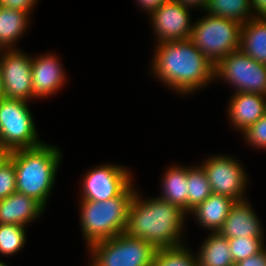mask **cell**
I'll return each instance as SVG.
<instances>
[{
	"label": "cell",
	"instance_id": "obj_16",
	"mask_svg": "<svg viewBox=\"0 0 266 266\" xmlns=\"http://www.w3.org/2000/svg\"><path fill=\"white\" fill-rule=\"evenodd\" d=\"M232 97L228 108L229 118L240 130L245 131L266 113L265 95L242 92Z\"/></svg>",
	"mask_w": 266,
	"mask_h": 266
},
{
	"label": "cell",
	"instance_id": "obj_27",
	"mask_svg": "<svg viewBox=\"0 0 266 266\" xmlns=\"http://www.w3.org/2000/svg\"><path fill=\"white\" fill-rule=\"evenodd\" d=\"M16 192V172L14 162L7 157L0 164V200Z\"/></svg>",
	"mask_w": 266,
	"mask_h": 266
},
{
	"label": "cell",
	"instance_id": "obj_33",
	"mask_svg": "<svg viewBox=\"0 0 266 266\" xmlns=\"http://www.w3.org/2000/svg\"><path fill=\"white\" fill-rule=\"evenodd\" d=\"M175 2L181 3L185 6H200L205 7L207 0H174Z\"/></svg>",
	"mask_w": 266,
	"mask_h": 266
},
{
	"label": "cell",
	"instance_id": "obj_1",
	"mask_svg": "<svg viewBox=\"0 0 266 266\" xmlns=\"http://www.w3.org/2000/svg\"><path fill=\"white\" fill-rule=\"evenodd\" d=\"M158 44L152 69L169 88L191 93L215 77V65L189 39Z\"/></svg>",
	"mask_w": 266,
	"mask_h": 266
},
{
	"label": "cell",
	"instance_id": "obj_31",
	"mask_svg": "<svg viewBox=\"0 0 266 266\" xmlns=\"http://www.w3.org/2000/svg\"><path fill=\"white\" fill-rule=\"evenodd\" d=\"M137 1L143 8L152 13L154 10H156L158 7H160L163 3H165L168 0H137Z\"/></svg>",
	"mask_w": 266,
	"mask_h": 266
},
{
	"label": "cell",
	"instance_id": "obj_22",
	"mask_svg": "<svg viewBox=\"0 0 266 266\" xmlns=\"http://www.w3.org/2000/svg\"><path fill=\"white\" fill-rule=\"evenodd\" d=\"M203 9L207 10L209 15L223 17L241 25L249 20L247 17L253 16L249 14L253 11L250 0H207Z\"/></svg>",
	"mask_w": 266,
	"mask_h": 266
},
{
	"label": "cell",
	"instance_id": "obj_5",
	"mask_svg": "<svg viewBox=\"0 0 266 266\" xmlns=\"http://www.w3.org/2000/svg\"><path fill=\"white\" fill-rule=\"evenodd\" d=\"M240 31V23L208 14L193 25L189 40L216 65L240 49Z\"/></svg>",
	"mask_w": 266,
	"mask_h": 266
},
{
	"label": "cell",
	"instance_id": "obj_25",
	"mask_svg": "<svg viewBox=\"0 0 266 266\" xmlns=\"http://www.w3.org/2000/svg\"><path fill=\"white\" fill-rule=\"evenodd\" d=\"M24 226L0 224V253L11 255L18 252L25 244Z\"/></svg>",
	"mask_w": 266,
	"mask_h": 266
},
{
	"label": "cell",
	"instance_id": "obj_18",
	"mask_svg": "<svg viewBox=\"0 0 266 266\" xmlns=\"http://www.w3.org/2000/svg\"><path fill=\"white\" fill-rule=\"evenodd\" d=\"M236 201L229 196L212 193L191 212L195 213L204 228L219 231Z\"/></svg>",
	"mask_w": 266,
	"mask_h": 266
},
{
	"label": "cell",
	"instance_id": "obj_34",
	"mask_svg": "<svg viewBox=\"0 0 266 266\" xmlns=\"http://www.w3.org/2000/svg\"><path fill=\"white\" fill-rule=\"evenodd\" d=\"M9 152L0 146V164L8 157Z\"/></svg>",
	"mask_w": 266,
	"mask_h": 266
},
{
	"label": "cell",
	"instance_id": "obj_20",
	"mask_svg": "<svg viewBox=\"0 0 266 266\" xmlns=\"http://www.w3.org/2000/svg\"><path fill=\"white\" fill-rule=\"evenodd\" d=\"M199 251L198 266H234L228 239L219 231H212Z\"/></svg>",
	"mask_w": 266,
	"mask_h": 266
},
{
	"label": "cell",
	"instance_id": "obj_30",
	"mask_svg": "<svg viewBox=\"0 0 266 266\" xmlns=\"http://www.w3.org/2000/svg\"><path fill=\"white\" fill-rule=\"evenodd\" d=\"M234 266H266L265 247L259 253L237 262Z\"/></svg>",
	"mask_w": 266,
	"mask_h": 266
},
{
	"label": "cell",
	"instance_id": "obj_26",
	"mask_svg": "<svg viewBox=\"0 0 266 266\" xmlns=\"http://www.w3.org/2000/svg\"><path fill=\"white\" fill-rule=\"evenodd\" d=\"M262 237H242L228 239L234 264L259 253L264 247Z\"/></svg>",
	"mask_w": 266,
	"mask_h": 266
},
{
	"label": "cell",
	"instance_id": "obj_9",
	"mask_svg": "<svg viewBox=\"0 0 266 266\" xmlns=\"http://www.w3.org/2000/svg\"><path fill=\"white\" fill-rule=\"evenodd\" d=\"M5 50L0 71L6 98L27 101L32 93V58L15 49Z\"/></svg>",
	"mask_w": 266,
	"mask_h": 266
},
{
	"label": "cell",
	"instance_id": "obj_23",
	"mask_svg": "<svg viewBox=\"0 0 266 266\" xmlns=\"http://www.w3.org/2000/svg\"><path fill=\"white\" fill-rule=\"evenodd\" d=\"M187 180L188 211L191 212L212 194V189L202 166L187 168Z\"/></svg>",
	"mask_w": 266,
	"mask_h": 266
},
{
	"label": "cell",
	"instance_id": "obj_21",
	"mask_svg": "<svg viewBox=\"0 0 266 266\" xmlns=\"http://www.w3.org/2000/svg\"><path fill=\"white\" fill-rule=\"evenodd\" d=\"M27 24V12L0 6V50L14 44L25 32Z\"/></svg>",
	"mask_w": 266,
	"mask_h": 266
},
{
	"label": "cell",
	"instance_id": "obj_13",
	"mask_svg": "<svg viewBox=\"0 0 266 266\" xmlns=\"http://www.w3.org/2000/svg\"><path fill=\"white\" fill-rule=\"evenodd\" d=\"M56 56L32 58L33 97H45L57 92L65 82V74Z\"/></svg>",
	"mask_w": 266,
	"mask_h": 266
},
{
	"label": "cell",
	"instance_id": "obj_12",
	"mask_svg": "<svg viewBox=\"0 0 266 266\" xmlns=\"http://www.w3.org/2000/svg\"><path fill=\"white\" fill-rule=\"evenodd\" d=\"M151 20L158 35V43L187 40L191 26L188 6L168 0L151 13Z\"/></svg>",
	"mask_w": 266,
	"mask_h": 266
},
{
	"label": "cell",
	"instance_id": "obj_29",
	"mask_svg": "<svg viewBox=\"0 0 266 266\" xmlns=\"http://www.w3.org/2000/svg\"><path fill=\"white\" fill-rule=\"evenodd\" d=\"M37 0H0L1 7L19 9L29 13Z\"/></svg>",
	"mask_w": 266,
	"mask_h": 266
},
{
	"label": "cell",
	"instance_id": "obj_19",
	"mask_svg": "<svg viewBox=\"0 0 266 266\" xmlns=\"http://www.w3.org/2000/svg\"><path fill=\"white\" fill-rule=\"evenodd\" d=\"M163 195L160 199L177 205L188 211V180L187 167L175 166L169 168L163 177Z\"/></svg>",
	"mask_w": 266,
	"mask_h": 266
},
{
	"label": "cell",
	"instance_id": "obj_10",
	"mask_svg": "<svg viewBox=\"0 0 266 266\" xmlns=\"http://www.w3.org/2000/svg\"><path fill=\"white\" fill-rule=\"evenodd\" d=\"M212 193L226 195L235 201L243 199L246 186V174L240 164L232 158L215 156L209 158L204 164Z\"/></svg>",
	"mask_w": 266,
	"mask_h": 266
},
{
	"label": "cell",
	"instance_id": "obj_7",
	"mask_svg": "<svg viewBox=\"0 0 266 266\" xmlns=\"http://www.w3.org/2000/svg\"><path fill=\"white\" fill-rule=\"evenodd\" d=\"M26 103L6 97L0 100V146L8 152L42 144Z\"/></svg>",
	"mask_w": 266,
	"mask_h": 266
},
{
	"label": "cell",
	"instance_id": "obj_28",
	"mask_svg": "<svg viewBox=\"0 0 266 266\" xmlns=\"http://www.w3.org/2000/svg\"><path fill=\"white\" fill-rule=\"evenodd\" d=\"M245 138L256 148H266V113L253 125L243 131Z\"/></svg>",
	"mask_w": 266,
	"mask_h": 266
},
{
	"label": "cell",
	"instance_id": "obj_15",
	"mask_svg": "<svg viewBox=\"0 0 266 266\" xmlns=\"http://www.w3.org/2000/svg\"><path fill=\"white\" fill-rule=\"evenodd\" d=\"M44 206L35 198L14 192L0 200V224H16L25 226L39 217Z\"/></svg>",
	"mask_w": 266,
	"mask_h": 266
},
{
	"label": "cell",
	"instance_id": "obj_11",
	"mask_svg": "<svg viewBox=\"0 0 266 266\" xmlns=\"http://www.w3.org/2000/svg\"><path fill=\"white\" fill-rule=\"evenodd\" d=\"M131 180L125 167L104 165L94 168L84 178L82 200L104 201L115 198L131 185Z\"/></svg>",
	"mask_w": 266,
	"mask_h": 266
},
{
	"label": "cell",
	"instance_id": "obj_17",
	"mask_svg": "<svg viewBox=\"0 0 266 266\" xmlns=\"http://www.w3.org/2000/svg\"><path fill=\"white\" fill-rule=\"evenodd\" d=\"M255 16L241 25L240 50L266 65V17Z\"/></svg>",
	"mask_w": 266,
	"mask_h": 266
},
{
	"label": "cell",
	"instance_id": "obj_14",
	"mask_svg": "<svg viewBox=\"0 0 266 266\" xmlns=\"http://www.w3.org/2000/svg\"><path fill=\"white\" fill-rule=\"evenodd\" d=\"M250 207L245 200L236 201L219 232L227 239L263 237L257 215Z\"/></svg>",
	"mask_w": 266,
	"mask_h": 266
},
{
	"label": "cell",
	"instance_id": "obj_24",
	"mask_svg": "<svg viewBox=\"0 0 266 266\" xmlns=\"http://www.w3.org/2000/svg\"><path fill=\"white\" fill-rule=\"evenodd\" d=\"M153 266H198L195 258L184 245L158 249Z\"/></svg>",
	"mask_w": 266,
	"mask_h": 266
},
{
	"label": "cell",
	"instance_id": "obj_4",
	"mask_svg": "<svg viewBox=\"0 0 266 266\" xmlns=\"http://www.w3.org/2000/svg\"><path fill=\"white\" fill-rule=\"evenodd\" d=\"M135 194L136 191L130 185L121 195L109 200H82L80 218L87 246L125 232Z\"/></svg>",
	"mask_w": 266,
	"mask_h": 266
},
{
	"label": "cell",
	"instance_id": "obj_2",
	"mask_svg": "<svg viewBox=\"0 0 266 266\" xmlns=\"http://www.w3.org/2000/svg\"><path fill=\"white\" fill-rule=\"evenodd\" d=\"M131 201L125 232L130 237L148 241L157 249L182 246L180 234L185 211L160 198Z\"/></svg>",
	"mask_w": 266,
	"mask_h": 266
},
{
	"label": "cell",
	"instance_id": "obj_3",
	"mask_svg": "<svg viewBox=\"0 0 266 266\" xmlns=\"http://www.w3.org/2000/svg\"><path fill=\"white\" fill-rule=\"evenodd\" d=\"M16 172V192L35 198L44 207L54 184L61 154L55 146L41 145L9 152Z\"/></svg>",
	"mask_w": 266,
	"mask_h": 266
},
{
	"label": "cell",
	"instance_id": "obj_36",
	"mask_svg": "<svg viewBox=\"0 0 266 266\" xmlns=\"http://www.w3.org/2000/svg\"><path fill=\"white\" fill-rule=\"evenodd\" d=\"M0 266H7L3 262L0 261Z\"/></svg>",
	"mask_w": 266,
	"mask_h": 266
},
{
	"label": "cell",
	"instance_id": "obj_8",
	"mask_svg": "<svg viewBox=\"0 0 266 266\" xmlns=\"http://www.w3.org/2000/svg\"><path fill=\"white\" fill-rule=\"evenodd\" d=\"M214 76L237 87V92L266 96V65L255 61L240 49L231 52L215 65Z\"/></svg>",
	"mask_w": 266,
	"mask_h": 266
},
{
	"label": "cell",
	"instance_id": "obj_32",
	"mask_svg": "<svg viewBox=\"0 0 266 266\" xmlns=\"http://www.w3.org/2000/svg\"><path fill=\"white\" fill-rule=\"evenodd\" d=\"M250 4L251 8L255 9L254 12L257 13L256 17H266V0H250Z\"/></svg>",
	"mask_w": 266,
	"mask_h": 266
},
{
	"label": "cell",
	"instance_id": "obj_6",
	"mask_svg": "<svg viewBox=\"0 0 266 266\" xmlns=\"http://www.w3.org/2000/svg\"><path fill=\"white\" fill-rule=\"evenodd\" d=\"M91 266H153L157 248L148 241L120 233L90 245Z\"/></svg>",
	"mask_w": 266,
	"mask_h": 266
},
{
	"label": "cell",
	"instance_id": "obj_35",
	"mask_svg": "<svg viewBox=\"0 0 266 266\" xmlns=\"http://www.w3.org/2000/svg\"><path fill=\"white\" fill-rule=\"evenodd\" d=\"M5 97L4 90H3V82L1 78V71H0V100Z\"/></svg>",
	"mask_w": 266,
	"mask_h": 266
}]
</instances>
